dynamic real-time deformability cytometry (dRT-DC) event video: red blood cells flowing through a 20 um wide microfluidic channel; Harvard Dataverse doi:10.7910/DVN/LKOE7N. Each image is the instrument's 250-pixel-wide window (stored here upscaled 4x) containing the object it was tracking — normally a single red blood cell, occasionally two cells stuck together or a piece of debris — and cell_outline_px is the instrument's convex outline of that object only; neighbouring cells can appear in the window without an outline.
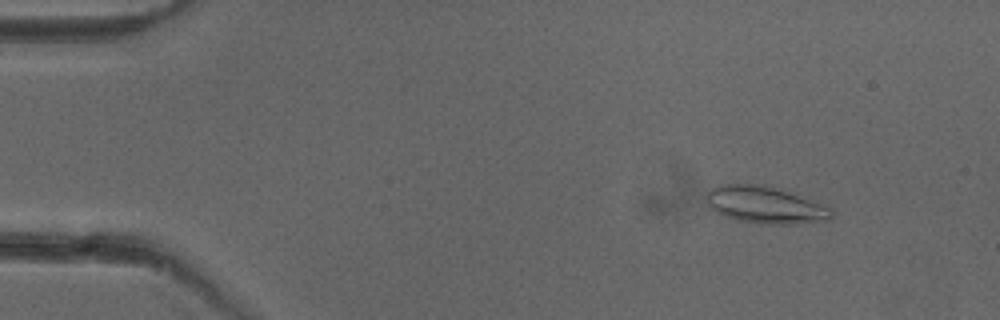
{"species": "common noctule bat (a hibernating species)", "species_latin": "Nyctalus noctula", "temperature_condition": "cold", "stored_images_in_passage": 50, "camera_frame_rate_fps": 3000, "um_per_image_px": 0.085, "animal": {"sex": "female"}, "frame": {"image": 1, "passage_image": 4, "time_ms": 1.0, "image_size_px": [1000, 320], "cell_outline_px": [[832, 220], [796, 224], [764, 224], [736, 220], [724, 216], [716, 212], [708, 204], [708, 192], [712, 188], [720, 184], [764, 184], [832, 208]], "centroid_in_image_um": [65.05, 17.44], "position_along_channel_um": 20.0, "area_um2": 26.7}}
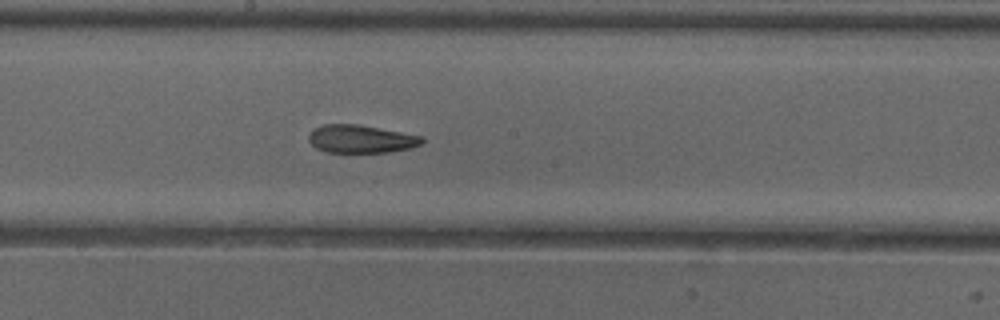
{"frame": {"image": 2, "passage_image": 26, "time_ms": 8.333, "image_size_px": [1000, 320], "cell_outline_px": [[424, 144], [412, 148], [388, 152], [328, 152], [316, 148], [308, 140], [308, 136], [316, 128], [324, 124], [356, 124], [424, 136]], "centroid_in_image_um": [30.74, 11.82], "position_along_channel_um": 217.5, "area_um2": 18.44}}
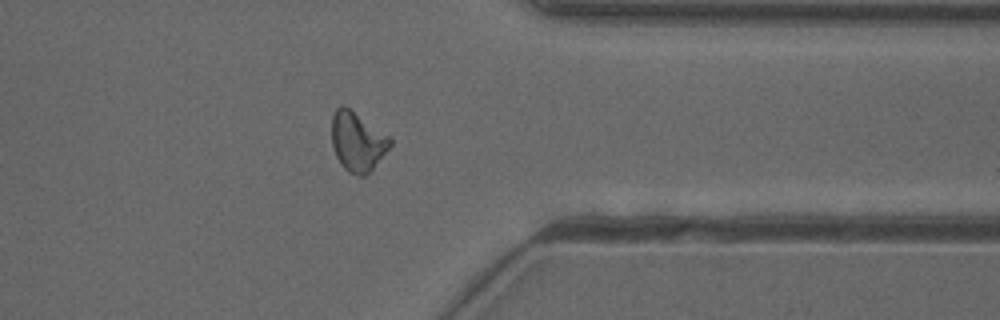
{"frame": {"image": 3, "passage_image": 39, "time_ms": 12.667, "image_size_px": [1000, 320], "cell_outline_px": [[392, 144], [372, 168], [364, 176], [356, 176], [348, 172], [340, 164], [332, 148], [332, 116], [336, 108], [340, 104], [344, 104], [388, 136], [392, 140]], "centroid_in_image_um": [30.34, 12.02], "position_along_channel_um": 381.1, "area_um2": 20.0}, "authors_computed_cell_mechanics": {"area_um2": 19.941, "velocity_mm_per_s": 3.9763, "shape_relaxation_time_tau1_ms": null, "shape_relaxation_time_tau2_ms": 1.8615, "deformation_change_tau1": null, "deformation_change_tau2": 0.0884}}